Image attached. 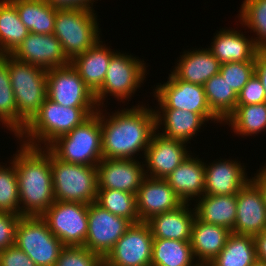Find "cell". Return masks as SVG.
<instances>
[{"label": "cell", "mask_w": 266, "mask_h": 266, "mask_svg": "<svg viewBox=\"0 0 266 266\" xmlns=\"http://www.w3.org/2000/svg\"><path fill=\"white\" fill-rule=\"evenodd\" d=\"M97 112L100 114L103 158L134 159L140 151L145 155L156 131L155 109L138 105L108 116L100 108Z\"/></svg>", "instance_id": "obj_1"}, {"label": "cell", "mask_w": 266, "mask_h": 266, "mask_svg": "<svg viewBox=\"0 0 266 266\" xmlns=\"http://www.w3.org/2000/svg\"><path fill=\"white\" fill-rule=\"evenodd\" d=\"M16 153L20 216H41L55 202L50 150L21 144Z\"/></svg>", "instance_id": "obj_2"}, {"label": "cell", "mask_w": 266, "mask_h": 266, "mask_svg": "<svg viewBox=\"0 0 266 266\" xmlns=\"http://www.w3.org/2000/svg\"><path fill=\"white\" fill-rule=\"evenodd\" d=\"M98 109L65 107L46 98L39 112L17 138L23 140L22 144L26 146L41 148L44 144L42 148H47L58 137L81 125Z\"/></svg>", "instance_id": "obj_3"}, {"label": "cell", "mask_w": 266, "mask_h": 266, "mask_svg": "<svg viewBox=\"0 0 266 266\" xmlns=\"http://www.w3.org/2000/svg\"><path fill=\"white\" fill-rule=\"evenodd\" d=\"M8 66L18 112V136L39 112L47 98V70L15 59L0 56Z\"/></svg>", "instance_id": "obj_4"}, {"label": "cell", "mask_w": 266, "mask_h": 266, "mask_svg": "<svg viewBox=\"0 0 266 266\" xmlns=\"http://www.w3.org/2000/svg\"><path fill=\"white\" fill-rule=\"evenodd\" d=\"M58 159L79 165L97 166L102 157L100 114L96 112L68 134L47 147Z\"/></svg>", "instance_id": "obj_5"}, {"label": "cell", "mask_w": 266, "mask_h": 266, "mask_svg": "<svg viewBox=\"0 0 266 266\" xmlns=\"http://www.w3.org/2000/svg\"><path fill=\"white\" fill-rule=\"evenodd\" d=\"M55 200L90 204L96 202L98 180L96 166L64 162L50 151Z\"/></svg>", "instance_id": "obj_6"}, {"label": "cell", "mask_w": 266, "mask_h": 266, "mask_svg": "<svg viewBox=\"0 0 266 266\" xmlns=\"http://www.w3.org/2000/svg\"><path fill=\"white\" fill-rule=\"evenodd\" d=\"M95 11L57 9L53 35L61 42L63 52L71 61L100 40Z\"/></svg>", "instance_id": "obj_7"}, {"label": "cell", "mask_w": 266, "mask_h": 266, "mask_svg": "<svg viewBox=\"0 0 266 266\" xmlns=\"http://www.w3.org/2000/svg\"><path fill=\"white\" fill-rule=\"evenodd\" d=\"M14 245L23 250L37 266H55L64 247L41 216H22Z\"/></svg>", "instance_id": "obj_8"}, {"label": "cell", "mask_w": 266, "mask_h": 266, "mask_svg": "<svg viewBox=\"0 0 266 266\" xmlns=\"http://www.w3.org/2000/svg\"><path fill=\"white\" fill-rule=\"evenodd\" d=\"M116 52L110 59L102 87L94 94L99 108L103 107L101 104L109 95L121 101L128 99L145 79L146 65L143 60Z\"/></svg>", "instance_id": "obj_9"}, {"label": "cell", "mask_w": 266, "mask_h": 266, "mask_svg": "<svg viewBox=\"0 0 266 266\" xmlns=\"http://www.w3.org/2000/svg\"><path fill=\"white\" fill-rule=\"evenodd\" d=\"M41 217L64 246H84L88 232V204L55 200Z\"/></svg>", "instance_id": "obj_10"}, {"label": "cell", "mask_w": 266, "mask_h": 266, "mask_svg": "<svg viewBox=\"0 0 266 266\" xmlns=\"http://www.w3.org/2000/svg\"><path fill=\"white\" fill-rule=\"evenodd\" d=\"M154 97L158 100L159 109H181L200 114L209 120L222 123L211 111L207 102L204 87L179 80L172 72L168 81L156 85Z\"/></svg>", "instance_id": "obj_11"}, {"label": "cell", "mask_w": 266, "mask_h": 266, "mask_svg": "<svg viewBox=\"0 0 266 266\" xmlns=\"http://www.w3.org/2000/svg\"><path fill=\"white\" fill-rule=\"evenodd\" d=\"M47 98L65 107L99 108L94 93L71 63L47 70Z\"/></svg>", "instance_id": "obj_12"}, {"label": "cell", "mask_w": 266, "mask_h": 266, "mask_svg": "<svg viewBox=\"0 0 266 266\" xmlns=\"http://www.w3.org/2000/svg\"><path fill=\"white\" fill-rule=\"evenodd\" d=\"M131 225L126 218L92 202L88 205V232L84 247L104 259Z\"/></svg>", "instance_id": "obj_13"}, {"label": "cell", "mask_w": 266, "mask_h": 266, "mask_svg": "<svg viewBox=\"0 0 266 266\" xmlns=\"http://www.w3.org/2000/svg\"><path fill=\"white\" fill-rule=\"evenodd\" d=\"M153 239L146 222L132 224L103 261L108 266H151Z\"/></svg>", "instance_id": "obj_14"}, {"label": "cell", "mask_w": 266, "mask_h": 266, "mask_svg": "<svg viewBox=\"0 0 266 266\" xmlns=\"http://www.w3.org/2000/svg\"><path fill=\"white\" fill-rule=\"evenodd\" d=\"M157 132L156 130L152 135L143 156L144 166L147 167L145 175L151 178L165 179L190 155L188 153L190 151H187L185 142L167 138Z\"/></svg>", "instance_id": "obj_15"}, {"label": "cell", "mask_w": 266, "mask_h": 266, "mask_svg": "<svg viewBox=\"0 0 266 266\" xmlns=\"http://www.w3.org/2000/svg\"><path fill=\"white\" fill-rule=\"evenodd\" d=\"M11 56L45 70L70 64V60L63 52L61 42L53 34L30 32Z\"/></svg>", "instance_id": "obj_16"}, {"label": "cell", "mask_w": 266, "mask_h": 266, "mask_svg": "<svg viewBox=\"0 0 266 266\" xmlns=\"http://www.w3.org/2000/svg\"><path fill=\"white\" fill-rule=\"evenodd\" d=\"M96 169L98 189H116L135 195L146 177L143 162L135 159L103 158Z\"/></svg>", "instance_id": "obj_17"}, {"label": "cell", "mask_w": 266, "mask_h": 266, "mask_svg": "<svg viewBox=\"0 0 266 266\" xmlns=\"http://www.w3.org/2000/svg\"><path fill=\"white\" fill-rule=\"evenodd\" d=\"M140 222L167 211L175 210L184 202L165 179L145 177L136 194Z\"/></svg>", "instance_id": "obj_18"}, {"label": "cell", "mask_w": 266, "mask_h": 266, "mask_svg": "<svg viewBox=\"0 0 266 266\" xmlns=\"http://www.w3.org/2000/svg\"><path fill=\"white\" fill-rule=\"evenodd\" d=\"M237 214L233 233L254 236L266 230V206L258 187L250 180L236 194Z\"/></svg>", "instance_id": "obj_19"}, {"label": "cell", "mask_w": 266, "mask_h": 266, "mask_svg": "<svg viewBox=\"0 0 266 266\" xmlns=\"http://www.w3.org/2000/svg\"><path fill=\"white\" fill-rule=\"evenodd\" d=\"M222 161V162H221ZM239 161L218 160L209 165L204 163L205 167V190L208 195H234L245 186L248 179L245 166H241Z\"/></svg>", "instance_id": "obj_20"}, {"label": "cell", "mask_w": 266, "mask_h": 266, "mask_svg": "<svg viewBox=\"0 0 266 266\" xmlns=\"http://www.w3.org/2000/svg\"><path fill=\"white\" fill-rule=\"evenodd\" d=\"M189 204L183 203L175 210L154 215L147 220L153 238L190 242L196 214L194 208H189Z\"/></svg>", "instance_id": "obj_21"}, {"label": "cell", "mask_w": 266, "mask_h": 266, "mask_svg": "<svg viewBox=\"0 0 266 266\" xmlns=\"http://www.w3.org/2000/svg\"><path fill=\"white\" fill-rule=\"evenodd\" d=\"M208 49L221 64L229 62H255L259 48L253 37L244 36L240 31L220 29L214 35L211 47Z\"/></svg>", "instance_id": "obj_22"}, {"label": "cell", "mask_w": 266, "mask_h": 266, "mask_svg": "<svg viewBox=\"0 0 266 266\" xmlns=\"http://www.w3.org/2000/svg\"><path fill=\"white\" fill-rule=\"evenodd\" d=\"M231 231L195 218L190 244L193 256L200 266H207L224 248ZM198 261V262H197Z\"/></svg>", "instance_id": "obj_23"}, {"label": "cell", "mask_w": 266, "mask_h": 266, "mask_svg": "<svg viewBox=\"0 0 266 266\" xmlns=\"http://www.w3.org/2000/svg\"><path fill=\"white\" fill-rule=\"evenodd\" d=\"M165 180L184 203L199 199L205 190L204 162L189 155Z\"/></svg>", "instance_id": "obj_24"}, {"label": "cell", "mask_w": 266, "mask_h": 266, "mask_svg": "<svg viewBox=\"0 0 266 266\" xmlns=\"http://www.w3.org/2000/svg\"><path fill=\"white\" fill-rule=\"evenodd\" d=\"M101 42L98 40L90 49L70 61L94 94L102 87L110 59L116 53Z\"/></svg>", "instance_id": "obj_25"}, {"label": "cell", "mask_w": 266, "mask_h": 266, "mask_svg": "<svg viewBox=\"0 0 266 266\" xmlns=\"http://www.w3.org/2000/svg\"><path fill=\"white\" fill-rule=\"evenodd\" d=\"M172 73L179 79L193 84L204 85L219 73L221 63L208 48L184 51Z\"/></svg>", "instance_id": "obj_26"}, {"label": "cell", "mask_w": 266, "mask_h": 266, "mask_svg": "<svg viewBox=\"0 0 266 266\" xmlns=\"http://www.w3.org/2000/svg\"><path fill=\"white\" fill-rule=\"evenodd\" d=\"M155 115L156 130H158L160 125H164L160 134L185 143L189 142L195 136L196 131H199V128L201 129L206 121L198 113L181 109H156Z\"/></svg>", "instance_id": "obj_27"}, {"label": "cell", "mask_w": 266, "mask_h": 266, "mask_svg": "<svg viewBox=\"0 0 266 266\" xmlns=\"http://www.w3.org/2000/svg\"><path fill=\"white\" fill-rule=\"evenodd\" d=\"M195 201L197 205L194 206V209L198 220L225 227L232 232L237 214L236 194H204Z\"/></svg>", "instance_id": "obj_28"}, {"label": "cell", "mask_w": 266, "mask_h": 266, "mask_svg": "<svg viewBox=\"0 0 266 266\" xmlns=\"http://www.w3.org/2000/svg\"><path fill=\"white\" fill-rule=\"evenodd\" d=\"M22 23L34 34H53L57 9L44 0H10Z\"/></svg>", "instance_id": "obj_29"}, {"label": "cell", "mask_w": 266, "mask_h": 266, "mask_svg": "<svg viewBox=\"0 0 266 266\" xmlns=\"http://www.w3.org/2000/svg\"><path fill=\"white\" fill-rule=\"evenodd\" d=\"M15 5L10 0L0 1V56L11 55L29 34Z\"/></svg>", "instance_id": "obj_30"}, {"label": "cell", "mask_w": 266, "mask_h": 266, "mask_svg": "<svg viewBox=\"0 0 266 266\" xmlns=\"http://www.w3.org/2000/svg\"><path fill=\"white\" fill-rule=\"evenodd\" d=\"M255 260L253 236L231 232L224 248L207 266H250Z\"/></svg>", "instance_id": "obj_31"}, {"label": "cell", "mask_w": 266, "mask_h": 266, "mask_svg": "<svg viewBox=\"0 0 266 266\" xmlns=\"http://www.w3.org/2000/svg\"><path fill=\"white\" fill-rule=\"evenodd\" d=\"M151 266L200 265L196 263L190 242L153 239Z\"/></svg>", "instance_id": "obj_32"}, {"label": "cell", "mask_w": 266, "mask_h": 266, "mask_svg": "<svg viewBox=\"0 0 266 266\" xmlns=\"http://www.w3.org/2000/svg\"><path fill=\"white\" fill-rule=\"evenodd\" d=\"M203 87L212 113L224 123L237 106L238 94L220 73L207 80Z\"/></svg>", "instance_id": "obj_33"}, {"label": "cell", "mask_w": 266, "mask_h": 266, "mask_svg": "<svg viewBox=\"0 0 266 266\" xmlns=\"http://www.w3.org/2000/svg\"><path fill=\"white\" fill-rule=\"evenodd\" d=\"M235 134L257 135L266 130V102L252 105H237L234 112L224 121Z\"/></svg>", "instance_id": "obj_34"}, {"label": "cell", "mask_w": 266, "mask_h": 266, "mask_svg": "<svg viewBox=\"0 0 266 266\" xmlns=\"http://www.w3.org/2000/svg\"><path fill=\"white\" fill-rule=\"evenodd\" d=\"M96 203L116 216L139 223L136 195L116 189H98Z\"/></svg>", "instance_id": "obj_35"}, {"label": "cell", "mask_w": 266, "mask_h": 266, "mask_svg": "<svg viewBox=\"0 0 266 266\" xmlns=\"http://www.w3.org/2000/svg\"><path fill=\"white\" fill-rule=\"evenodd\" d=\"M0 122L18 137V112L7 63L0 57Z\"/></svg>", "instance_id": "obj_36"}, {"label": "cell", "mask_w": 266, "mask_h": 266, "mask_svg": "<svg viewBox=\"0 0 266 266\" xmlns=\"http://www.w3.org/2000/svg\"><path fill=\"white\" fill-rule=\"evenodd\" d=\"M239 16L242 26L256 33L257 47L266 49V0H244Z\"/></svg>", "instance_id": "obj_37"}, {"label": "cell", "mask_w": 266, "mask_h": 266, "mask_svg": "<svg viewBox=\"0 0 266 266\" xmlns=\"http://www.w3.org/2000/svg\"><path fill=\"white\" fill-rule=\"evenodd\" d=\"M10 165L9 167L0 165V211L20 215L16 167L13 161Z\"/></svg>", "instance_id": "obj_38"}, {"label": "cell", "mask_w": 266, "mask_h": 266, "mask_svg": "<svg viewBox=\"0 0 266 266\" xmlns=\"http://www.w3.org/2000/svg\"><path fill=\"white\" fill-rule=\"evenodd\" d=\"M219 73L237 94L255 73V62H229L221 64Z\"/></svg>", "instance_id": "obj_39"}, {"label": "cell", "mask_w": 266, "mask_h": 266, "mask_svg": "<svg viewBox=\"0 0 266 266\" xmlns=\"http://www.w3.org/2000/svg\"><path fill=\"white\" fill-rule=\"evenodd\" d=\"M103 258L84 246H64L55 266H99Z\"/></svg>", "instance_id": "obj_40"}, {"label": "cell", "mask_w": 266, "mask_h": 266, "mask_svg": "<svg viewBox=\"0 0 266 266\" xmlns=\"http://www.w3.org/2000/svg\"><path fill=\"white\" fill-rule=\"evenodd\" d=\"M266 102L265 88L254 73L238 94L237 105H252Z\"/></svg>", "instance_id": "obj_41"}, {"label": "cell", "mask_w": 266, "mask_h": 266, "mask_svg": "<svg viewBox=\"0 0 266 266\" xmlns=\"http://www.w3.org/2000/svg\"><path fill=\"white\" fill-rule=\"evenodd\" d=\"M21 217L0 211V251L14 246L16 229Z\"/></svg>", "instance_id": "obj_42"}, {"label": "cell", "mask_w": 266, "mask_h": 266, "mask_svg": "<svg viewBox=\"0 0 266 266\" xmlns=\"http://www.w3.org/2000/svg\"><path fill=\"white\" fill-rule=\"evenodd\" d=\"M0 266H37L30 257L15 245L0 251Z\"/></svg>", "instance_id": "obj_43"}, {"label": "cell", "mask_w": 266, "mask_h": 266, "mask_svg": "<svg viewBox=\"0 0 266 266\" xmlns=\"http://www.w3.org/2000/svg\"><path fill=\"white\" fill-rule=\"evenodd\" d=\"M47 4L51 5L55 9H93L94 0H44ZM92 6V7H91Z\"/></svg>", "instance_id": "obj_44"}, {"label": "cell", "mask_w": 266, "mask_h": 266, "mask_svg": "<svg viewBox=\"0 0 266 266\" xmlns=\"http://www.w3.org/2000/svg\"><path fill=\"white\" fill-rule=\"evenodd\" d=\"M255 74L265 88L266 97V49H259L255 57Z\"/></svg>", "instance_id": "obj_45"}, {"label": "cell", "mask_w": 266, "mask_h": 266, "mask_svg": "<svg viewBox=\"0 0 266 266\" xmlns=\"http://www.w3.org/2000/svg\"><path fill=\"white\" fill-rule=\"evenodd\" d=\"M256 259L266 262V230L253 236Z\"/></svg>", "instance_id": "obj_46"}, {"label": "cell", "mask_w": 266, "mask_h": 266, "mask_svg": "<svg viewBox=\"0 0 266 266\" xmlns=\"http://www.w3.org/2000/svg\"><path fill=\"white\" fill-rule=\"evenodd\" d=\"M251 181L260 190L264 204L266 206V165L258 171L257 175L255 174L254 177H252Z\"/></svg>", "instance_id": "obj_47"}, {"label": "cell", "mask_w": 266, "mask_h": 266, "mask_svg": "<svg viewBox=\"0 0 266 266\" xmlns=\"http://www.w3.org/2000/svg\"><path fill=\"white\" fill-rule=\"evenodd\" d=\"M250 266H266V262L256 259Z\"/></svg>", "instance_id": "obj_48"}, {"label": "cell", "mask_w": 266, "mask_h": 266, "mask_svg": "<svg viewBox=\"0 0 266 266\" xmlns=\"http://www.w3.org/2000/svg\"><path fill=\"white\" fill-rule=\"evenodd\" d=\"M99 266H108L104 261Z\"/></svg>", "instance_id": "obj_49"}]
</instances>
